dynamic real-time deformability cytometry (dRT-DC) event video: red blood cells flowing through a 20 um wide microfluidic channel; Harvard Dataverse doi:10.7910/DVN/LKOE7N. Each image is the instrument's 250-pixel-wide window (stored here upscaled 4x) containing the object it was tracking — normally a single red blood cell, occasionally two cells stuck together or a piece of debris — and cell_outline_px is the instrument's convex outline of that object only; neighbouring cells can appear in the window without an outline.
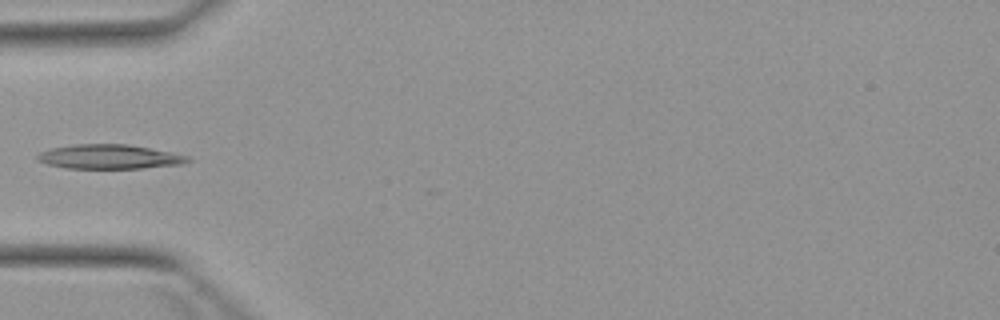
{"species": "Egyptian fruit bat (a non-hibernating species)", "species_latin": "Rousettus aegyptiacus", "temperature_condition": "warm", "stored_images_in_passage": 1, "camera_frame_rate_fps": 3000, "um_per_image_px": 0.085, "animal": {"sex": "female"}, "frame": {"image": 1, "passage_image": 1, "time_ms": 0.0, "image_size_px": [1000, 320], "cell_outline_px": [[192, 160], [184, 164], [144, 168], [64, 168], [48, 164], [36, 160], [36, 156], [40, 152], [48, 148], [76, 144], [128, 144], [172, 152], [188, 156]], "centroid_in_image_um": [9.29, 13.32], "position_along_channel_um": 75.7, "area_um2": 21.5}}